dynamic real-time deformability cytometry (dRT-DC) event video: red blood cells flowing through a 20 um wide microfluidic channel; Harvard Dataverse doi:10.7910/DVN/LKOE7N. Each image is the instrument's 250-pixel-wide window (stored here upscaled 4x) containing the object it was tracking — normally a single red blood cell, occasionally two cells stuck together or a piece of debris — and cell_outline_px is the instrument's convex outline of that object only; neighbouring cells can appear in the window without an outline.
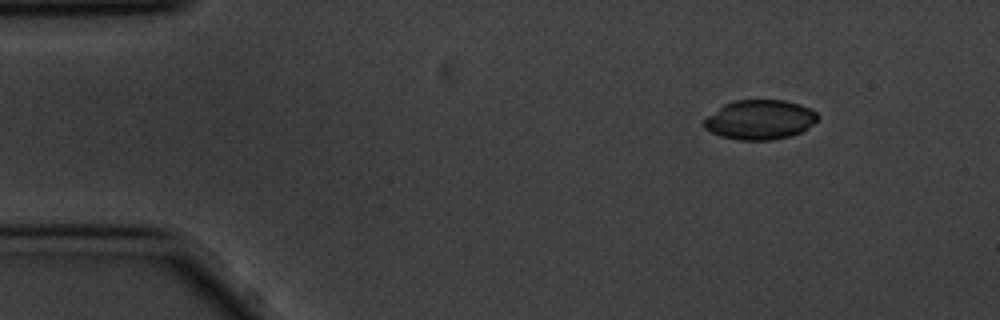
{"species": "common noctule bat (a hibernating species)", "species_latin": "Nyctalus noctula", "temperature_condition": "cold", "stored_images_in_passage": 51, "camera_frame_rate_fps": 3000, "um_per_image_px": 0.085, "animal": {"sex": "male", "body_mass_g": 20.1, "forearm_length_mm": 53.5}, "frame": {"image": 1, "passage_image": 1, "time_ms": 0.0, "image_size_px": [1000, 320], "cell_outline_px": [[820, 120], [800, 132], [792, 136], [772, 140], [736, 140], [720, 136], [704, 128], [700, 124], [704, 116], [724, 104], [732, 100], [784, 100], [800, 104], [816, 112], [820, 116]], "centroid_in_image_um": [64.55, 10.17], "position_along_channel_um": 20.5, "area_um2": 26.76}}
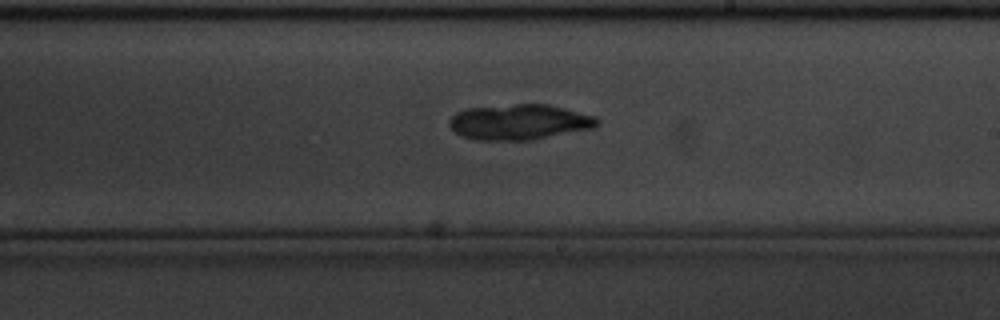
{"frame": {"image": 2, "passage_image": 27, "time_ms": 8.667, "image_size_px": [1000, 320], "cell_outline_px": [[600, 124], [596, 128], [536, 140], [476, 140], [460, 136], [448, 124], [448, 120], [456, 112], [468, 108], [516, 104], [548, 104], [596, 116], [600, 120]], "centroid_in_image_um": [44.2, 10.39], "position_along_channel_um": 244.8, "area_um2": 31.04}}
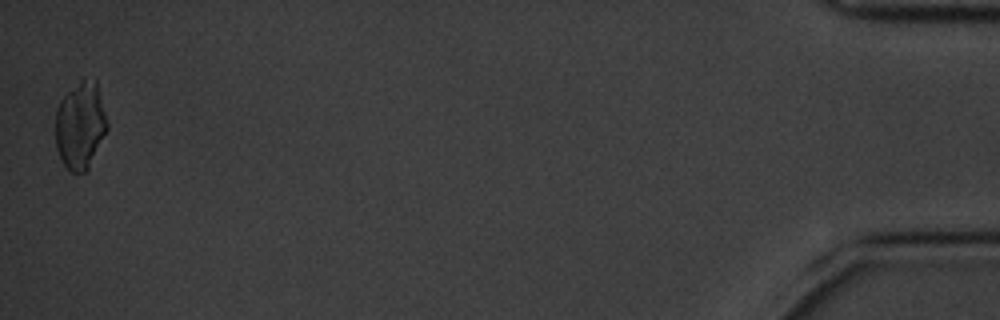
{"frame": {"image": 3, "passage_image": 51, "time_ms": 16.667, "image_size_px": [1000, 320], "cell_outline_px": [[108, 128], [88, 172], [68, 172], [56, 148], [56, 108], [60, 100], [84, 76], [96, 80], [108, 124]], "centroid_in_image_um": [6.84, 10.68], "position_along_channel_um": 428.4, "area_um2": 26.53}, "authors_computed_cell_mechanics": {"area_um2": 29.189, "velocity_mm_per_s": 3.4594, "shape_relaxation_time_tau1_ms": 4.145, "shape_relaxation_time_tau2_ms": null, "deformation_change_tau1": 0.0922, "deformation_change_tau2": null}}